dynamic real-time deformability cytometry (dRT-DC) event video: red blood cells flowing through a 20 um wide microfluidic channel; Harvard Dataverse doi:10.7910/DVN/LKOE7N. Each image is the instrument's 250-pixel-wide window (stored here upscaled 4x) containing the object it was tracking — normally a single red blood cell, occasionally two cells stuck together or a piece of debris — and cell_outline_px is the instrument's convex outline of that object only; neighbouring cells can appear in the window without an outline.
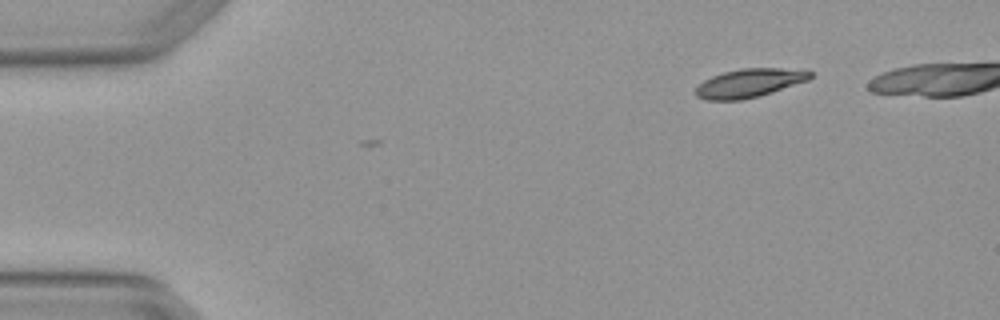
{"species": "Egyptian fruit bat (a non-hibernating species)", "species_latin": "Rousettus aegyptiacus", "temperature_condition": "warm", "stored_images_in_passage": 3, "camera_frame_rate_fps": 3000, "um_per_image_px": 0.085, "animal": {"sex": "female"}, "frame": {"image": 1, "passage_image": 3, "time_ms": 0.667, "image_size_px": [1000, 320], "cell_outline_px": [[812, 76], [808, 80], [760, 96], [740, 100], [704, 100], [696, 96], [692, 92], [704, 80], [712, 76], [724, 72], [740, 68], [808, 68], [812, 72]], "centroid_in_image_um": [63.72, 7.05], "position_along_channel_um": 21.3, "area_um2": 19.42}}